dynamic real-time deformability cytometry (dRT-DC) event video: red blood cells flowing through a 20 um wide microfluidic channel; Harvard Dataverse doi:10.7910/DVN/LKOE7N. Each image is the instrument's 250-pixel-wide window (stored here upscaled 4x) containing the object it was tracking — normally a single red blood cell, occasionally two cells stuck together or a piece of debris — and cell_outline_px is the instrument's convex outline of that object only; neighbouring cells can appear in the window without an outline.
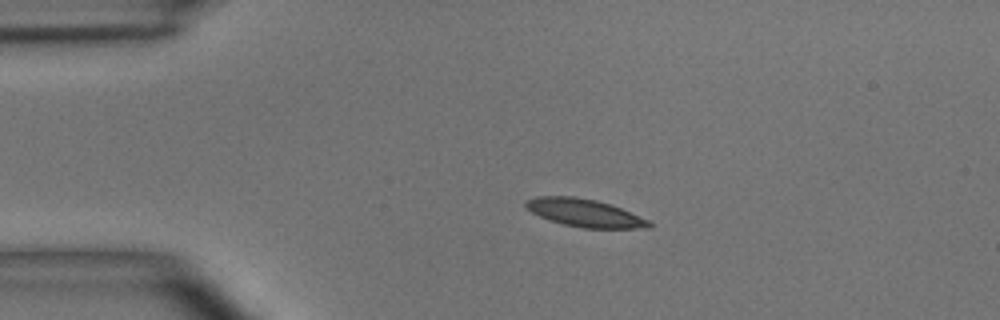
{"species": "common noctule bat (a hibernating species)", "species_latin": "Nyctalus noctula", "temperature_condition": "room temperature", "stored_images_in_passage": 3, "camera_frame_rate_fps": 3000, "um_per_image_px": 0.085, "animal": {"sex": "male", "body_mass_g": 15.6}, "frame": {"image": 1, "passage_image": 2, "time_ms": 1.333, "image_size_px": [1000, 320], "cell_outline_px": [[652, 228], [584, 228], [564, 224], [540, 216], [532, 212], [524, 204], [524, 200], [536, 196], [572, 196], [596, 200], [620, 208], [648, 220], [652, 224]], "centroid_in_image_um": [49.68, 18.09], "position_along_channel_um": 35.3, "area_um2": 19.65}}